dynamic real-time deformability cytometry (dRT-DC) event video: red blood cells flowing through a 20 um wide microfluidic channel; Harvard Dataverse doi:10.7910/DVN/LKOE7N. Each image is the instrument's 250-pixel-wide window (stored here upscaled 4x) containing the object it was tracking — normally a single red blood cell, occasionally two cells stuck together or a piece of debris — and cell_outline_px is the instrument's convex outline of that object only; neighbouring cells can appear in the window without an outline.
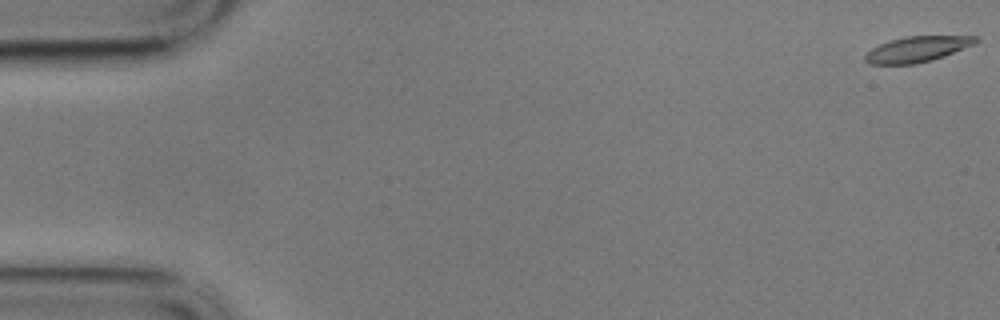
{"species": "common noctule bat (a hibernating species)", "species_latin": "Nyctalus noctula", "temperature_condition": "cold", "stored_images_in_passage": 4, "camera_frame_rate_fps": 3000, "um_per_image_px": 0.085, "animal": {"sex": "male", "body_mass_g": 17.9}, "frame": {"image": 1, "passage_image": 1, "time_ms": 0.0, "image_size_px": [1000, 320], "cell_outline_px": [[980, 40], [976, 44], [944, 56], [932, 60], [916, 64], [868, 64], [864, 60], [864, 56], [872, 48], [880, 44], [904, 36], [976, 36]], "centroid_in_image_um": [77.98, 4.18], "position_along_channel_um": 7.0, "area_um2": 16.53}}